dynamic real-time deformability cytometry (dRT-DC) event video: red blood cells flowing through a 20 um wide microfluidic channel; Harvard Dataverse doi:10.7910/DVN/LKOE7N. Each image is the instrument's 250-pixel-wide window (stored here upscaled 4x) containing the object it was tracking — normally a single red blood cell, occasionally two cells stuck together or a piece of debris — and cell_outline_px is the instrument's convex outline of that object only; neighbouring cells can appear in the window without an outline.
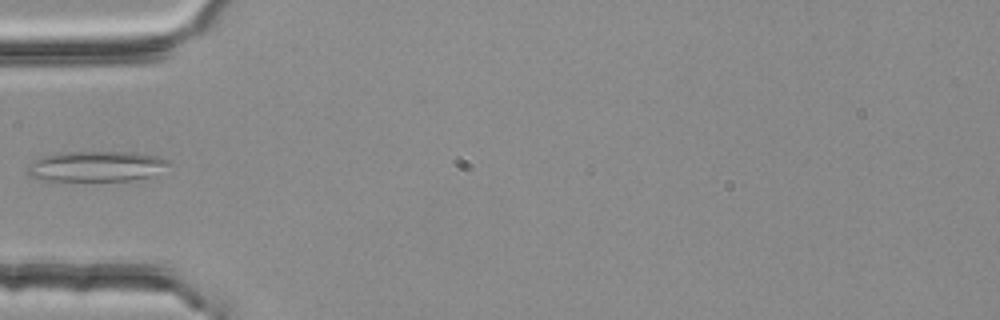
{"species": "common noctule bat (a hibernating species)", "species_latin": "Nyctalus noctula", "temperature_condition": "room temperature", "stored_images_in_passage": 5, "camera_frame_rate_fps": 3000, "um_per_image_px": 0.085, "animal": {"sex": "female", "body_mass_g": 25.1}, "frame": {"image": 1, "passage_image": 5, "time_ms": 1.333, "image_size_px": [1000, 320], "cell_outline_px": [[172, 164], [156, 176], [128, 180], [40, 180], [28, 176], [28, 164], [32, 160], [40, 156], [64, 152], [136, 152], [160, 156], [168, 160]], "centroid_in_image_um": [8.22, 14.12], "position_along_channel_um": 76.8, "area_um2": 25.43}}